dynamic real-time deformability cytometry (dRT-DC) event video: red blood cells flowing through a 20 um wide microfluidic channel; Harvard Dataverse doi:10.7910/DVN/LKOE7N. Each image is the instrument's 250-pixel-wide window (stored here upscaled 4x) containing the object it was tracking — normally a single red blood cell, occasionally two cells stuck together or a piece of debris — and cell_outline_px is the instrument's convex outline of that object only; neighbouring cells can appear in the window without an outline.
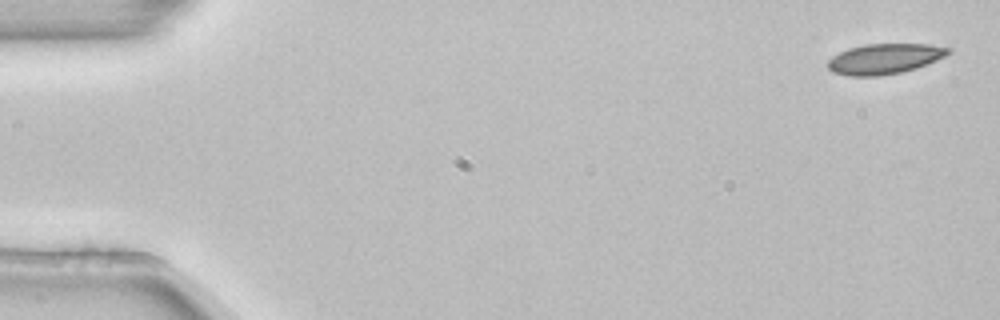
{"species": "common noctule bat (a hibernating species)", "species_latin": "Nyctalus noctula", "temperature_condition": "room temperature", "stored_images_in_passage": 4, "camera_frame_rate_fps": 3000, "um_per_image_px": 0.085, "animal": {"sex": "female", "body_mass_g": 22.7, "forearm_length_mm": 54.2}, "frame": {"image": 1, "passage_image": 1, "time_ms": 0.0, "image_size_px": [1000, 320], "cell_outline_px": [[952, 52], [936, 60], [916, 68], [900, 72], [876, 76], [848, 76], [832, 72], [828, 68], [828, 60], [832, 56], [848, 48], [864, 44], [928, 44], [952, 48]], "centroid_in_image_um": [75.17, 4.99], "position_along_channel_um": 9.8, "area_um2": 21.27}}
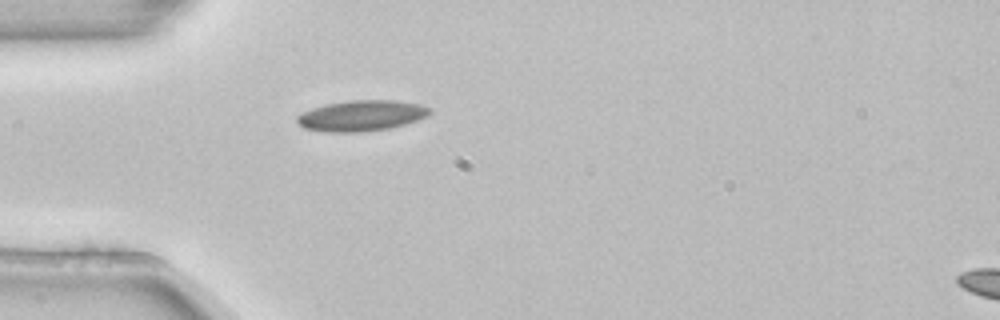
{"frame": {"image": 2, "passage_image": 4, "time_ms": 1.0, "image_size_px": [1000, 320], "cell_outline_px": [[432, 112], [428, 116], [404, 124], [388, 128], [360, 132], [324, 132], [304, 128], [296, 124], [296, 116], [312, 108], [328, 104], [352, 100], [396, 100], [420, 104], [432, 108]], "centroid_in_image_um": [30.72, 9.83], "position_along_channel_um": 54.3, "area_um2": 23.81}}